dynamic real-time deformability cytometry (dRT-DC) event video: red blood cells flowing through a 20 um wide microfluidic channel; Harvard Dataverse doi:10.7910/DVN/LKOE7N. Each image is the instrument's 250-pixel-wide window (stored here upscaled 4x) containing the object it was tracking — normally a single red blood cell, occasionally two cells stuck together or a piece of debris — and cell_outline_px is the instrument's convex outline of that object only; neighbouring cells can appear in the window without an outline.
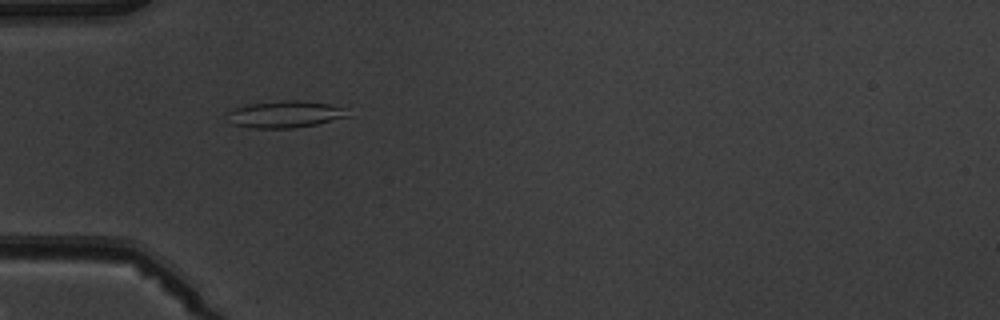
{"species": "common noctule bat (a hibernating species)", "species_latin": "Nyctalus noctula", "temperature_condition": "warm", "stored_images_in_passage": 1, "camera_frame_rate_fps": 3000, "um_per_image_px": 0.085, "animal": {"sex": "male", "body_mass_g": 19.5, "forearm_length_mm": 54.6}, "frame": {"image": 1, "passage_image": 1, "time_ms": 0.0, "image_size_px": [1000, 320], "cell_outline_px": [[352, 116], [316, 124], [296, 128], [252, 128], [232, 124], [228, 112], [236, 108], [248, 104], [284, 100], [296, 100], [328, 104], [340, 108]], "centroid_in_image_um": [24.23, 9.72], "position_along_channel_um": 60.8, "area_um2": 18.5}}